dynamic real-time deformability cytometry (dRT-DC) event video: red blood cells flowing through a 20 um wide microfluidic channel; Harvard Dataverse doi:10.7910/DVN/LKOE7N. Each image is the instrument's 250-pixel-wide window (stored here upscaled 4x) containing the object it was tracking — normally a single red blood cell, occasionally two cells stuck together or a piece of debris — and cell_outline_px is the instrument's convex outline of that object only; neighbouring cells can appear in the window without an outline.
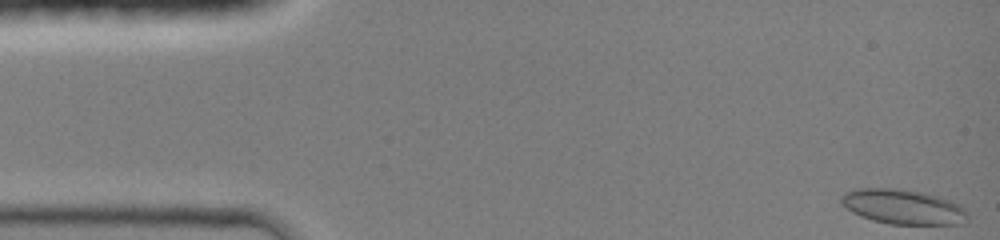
{"species": "common noctule bat (a hibernating species)", "species_latin": "Nyctalus noctula", "temperature_condition": "room temperature", "stored_images_in_passage": 42, "camera_frame_rate_fps": 3000, "um_per_image_px": 0.085, "animal": {"sex": "female", "body_mass_g": 19.0, "forearm_length_mm": 51.5}, "frame": {"image": 1, "passage_image": 1, "time_ms": 0.0, "image_size_px": [1000, 240], "cell_outline_px": [[968, 220], [964, 224], [892, 224], [872, 220], [860, 216], [852, 212], [840, 204], [840, 196], [844, 192], [856, 188], [896, 188], [924, 192], [952, 200], [960, 204], [964, 208], [968, 216]], "centroid_in_image_um": [76.76, 17.57], "position_along_channel_um": 8.2, "area_um2": 26.07}}
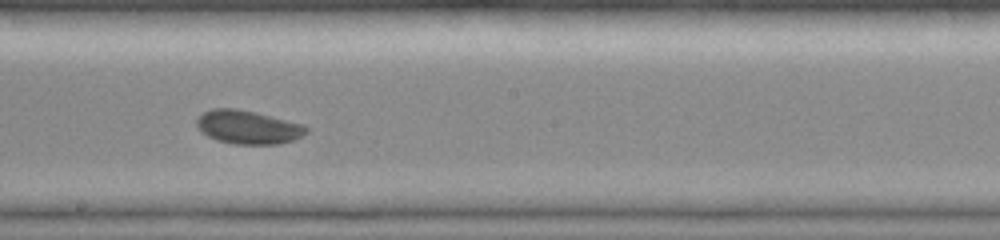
{"frame": {"image": 2, "passage_image": 25, "time_ms": 8.0, "image_size_px": [1000, 240], "cell_outline_px": [[308, 132], [292, 140], [276, 144], [232, 144], [216, 140], [208, 136], [196, 124], [196, 120], [204, 112], [212, 108], [236, 108], [304, 124], [308, 128]], "centroid_in_image_um": [21.08, 10.81], "position_along_channel_um": 227.1, "area_um2": 21.15}}
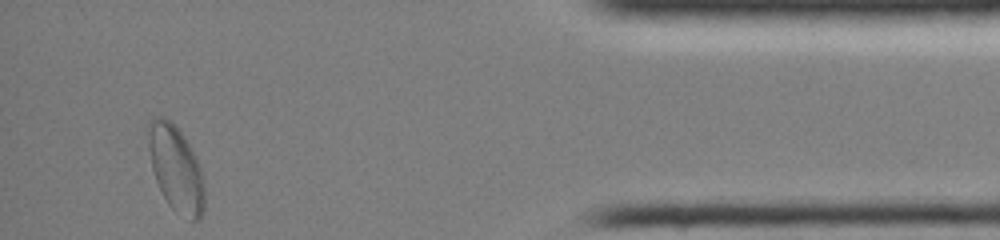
{"frame": {"image": 3, "passage_image": 42, "time_ms": 13.667, "image_size_px": [1000, 240], "cell_outline_px": [[204, 208], [200, 220], [192, 220], [176, 212], [168, 204], [156, 180], [152, 168], [148, 148], [148, 120], [156, 116], [164, 116], [172, 120], [176, 124], [184, 136], [200, 168], [204, 188]], "centroid_in_image_um": [14.93, 14.28], "position_along_channel_um": 420.3, "area_um2": 28.03}, "authors_computed_cell_mechanics": {"area_um2": 21.7906, "velocity_mm_per_s": 4.1958, "shape_relaxation_time_tau1_ms": 2.6286, "shape_relaxation_time_tau2_ms": null, "deformation_change_tau1": 0.0826, "deformation_change_tau2": null}}